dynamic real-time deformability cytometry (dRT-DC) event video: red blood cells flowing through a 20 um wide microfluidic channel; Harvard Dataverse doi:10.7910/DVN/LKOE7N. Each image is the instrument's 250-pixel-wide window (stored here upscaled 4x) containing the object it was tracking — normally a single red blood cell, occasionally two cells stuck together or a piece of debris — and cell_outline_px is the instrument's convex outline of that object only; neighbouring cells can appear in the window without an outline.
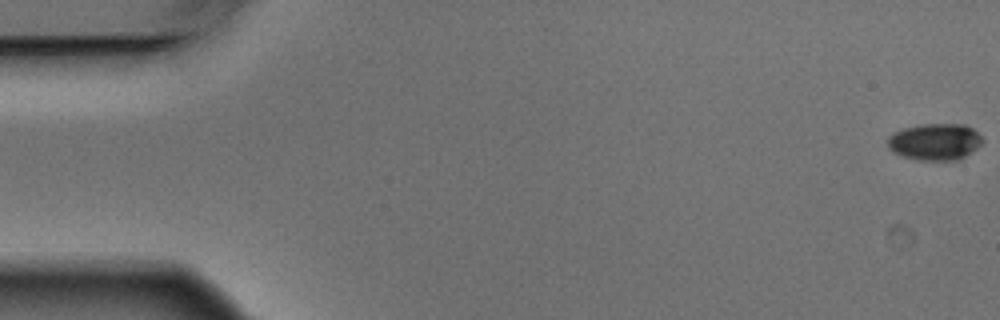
{"species": "Egyptian fruit bat (a non-hibernating species)", "species_latin": "Rousettus aegyptiacus", "temperature_condition": "warm", "stored_images_in_passage": 4, "camera_frame_rate_fps": 3000, "um_per_image_px": 0.085, "animal": {"sex": "male"}, "frame": {"image": 1, "passage_image": 1, "time_ms": 0.0, "image_size_px": [1000, 320], "cell_outline_px": [[984, 140], [976, 148], [964, 156], [956, 160], [916, 160], [892, 152], [888, 148], [888, 136], [892, 132], [904, 128], [920, 124], [964, 124], [972, 128]], "centroid_in_image_um": [79.43, 12.04], "position_along_channel_um": 5.6, "area_um2": 20.23}}
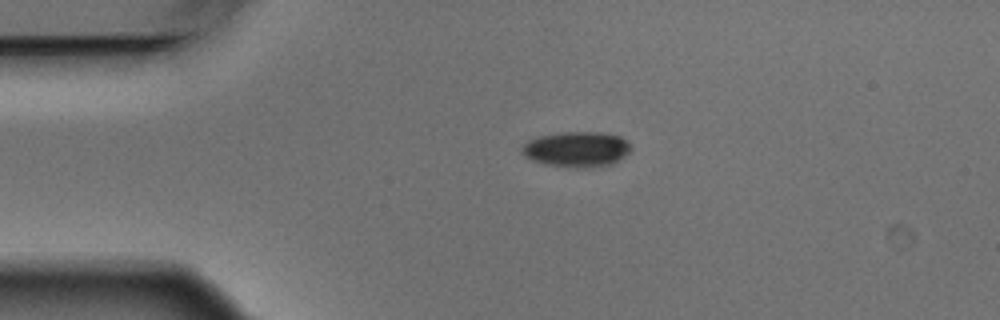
{"frame": {"image": 2, "passage_image": 3, "time_ms": 0.667, "image_size_px": [1000, 320], "cell_outline_px": [[632, 148], [620, 160], [612, 164], [588, 168], [576, 168], [544, 164], [532, 160], [524, 156], [520, 152], [520, 148], [528, 140], [540, 136], [564, 132], [600, 132], [620, 136]], "centroid_in_image_um": [48.99, 12.7], "position_along_channel_um": 36.0, "area_um2": 22.54}}
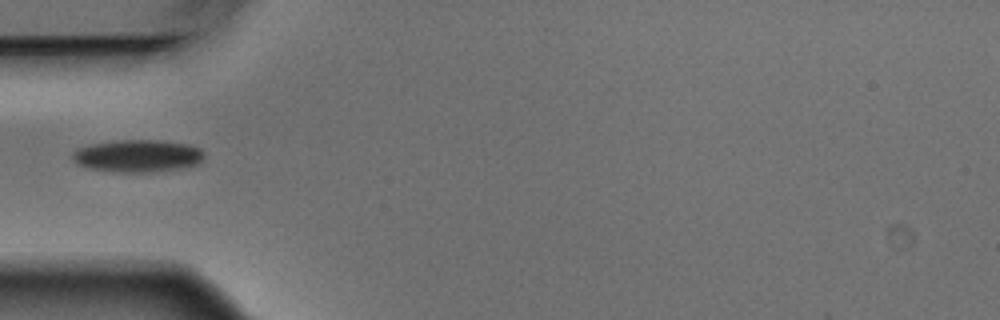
{"frame": {"image": 3, "passage_image": 4, "time_ms": 1.0, "image_size_px": [1000, 320], "cell_outline_px": [[204, 156], [200, 164], [184, 168], [164, 172], [116, 172], [88, 168], [76, 164], [72, 160], [72, 152], [76, 148], [92, 144], [120, 140], [160, 140], [188, 144], [200, 148], [204, 152]], "centroid_in_image_um": [11.73, 13.26], "position_along_channel_um": 73.3, "area_um2": 25.37}}